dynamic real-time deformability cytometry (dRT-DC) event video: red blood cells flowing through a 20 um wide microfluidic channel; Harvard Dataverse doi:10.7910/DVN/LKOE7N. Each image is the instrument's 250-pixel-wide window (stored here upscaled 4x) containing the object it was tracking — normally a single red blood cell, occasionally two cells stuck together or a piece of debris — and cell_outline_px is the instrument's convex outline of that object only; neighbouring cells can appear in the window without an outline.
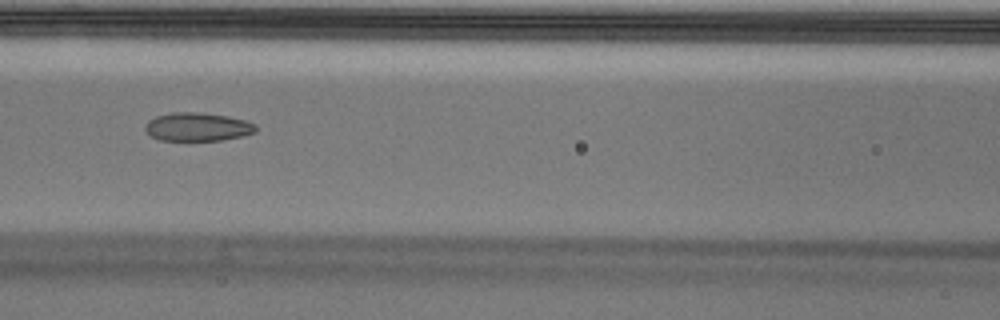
{"species": "Egyptian fruit bat (a non-hibernating species)", "species_latin": "Rousettus aegyptiacus", "temperature_condition": "cold", "stored_images_in_passage": 57, "segment_of_instrument_passage": [1, 2], "camera_frame_rate_fps": 3000, "um_per_image_px": 0.085, "animal": {"sex": "male"}, "frame": {"image": 1, "passage_image": 25, "time_ms": 8.0, "image_size_px": [1000, 320], "cell_outline_px": [[256, 132], [244, 136], [220, 140], [160, 140], [152, 136], [144, 128], [144, 124], [148, 120], [156, 116], [172, 112], [200, 112], [228, 116], [244, 120], [256, 124]], "centroid_in_image_um": [16.79, 10.77], "position_along_channel_um": 149.8, "area_um2": 18.38}}
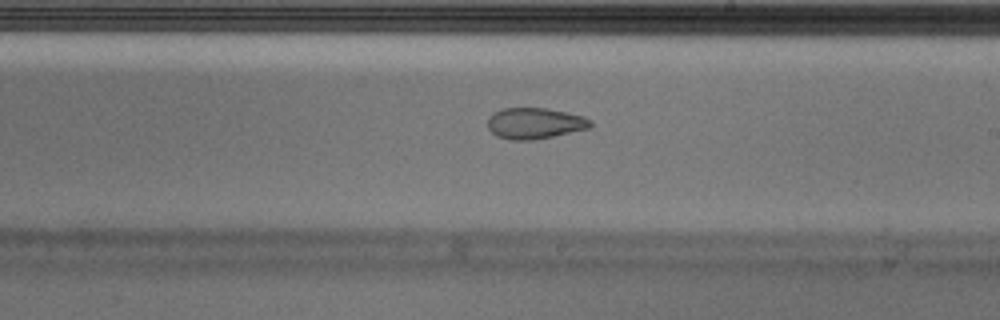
{"frame": {"image": 2, "passage_image": 33, "time_ms": 10.667, "image_size_px": [1000, 320], "cell_outline_px": [[592, 124], [588, 128], [552, 136], [532, 140], [512, 140], [496, 136], [488, 128], [488, 116], [504, 108], [548, 108], [584, 116], [592, 120]], "centroid_in_image_um": [45.45, 10.47], "position_along_channel_um": 243.6, "area_um2": 18.5}}